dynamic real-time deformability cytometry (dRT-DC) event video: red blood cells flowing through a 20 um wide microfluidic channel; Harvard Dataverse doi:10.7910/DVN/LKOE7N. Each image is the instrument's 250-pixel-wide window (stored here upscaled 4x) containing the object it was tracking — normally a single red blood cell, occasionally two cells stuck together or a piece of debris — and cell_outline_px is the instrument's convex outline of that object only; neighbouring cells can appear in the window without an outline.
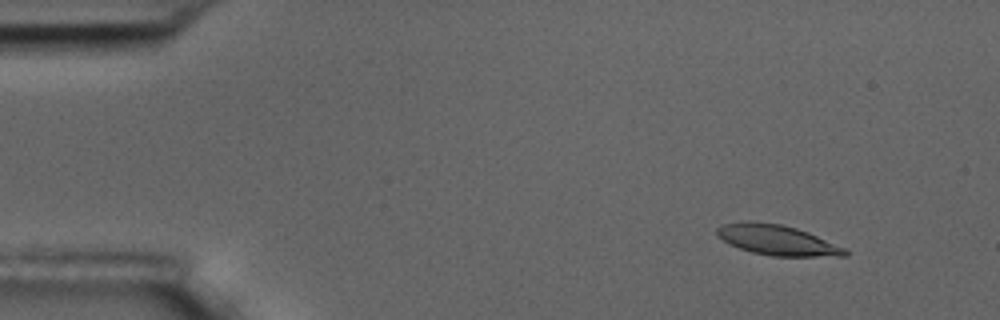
{"species": "common noctule bat (a hibernating species)", "species_latin": "Nyctalus noctula", "temperature_condition": "room temperature", "stored_images_in_passage": 56, "camera_frame_rate_fps": 3000, "um_per_image_px": 0.085, "animal": {"sex": "male", "body_mass_g": 17.5, "forearm_length_mm": 52.3}, "frame": {"image": 1, "passage_image": 6, "time_ms": 1.667, "image_size_px": [1000, 320], "cell_outline_px": [[848, 256], [772, 256], [752, 252], [740, 248], [716, 236], [716, 228], [724, 224], [780, 224], [796, 228], [808, 232], [848, 248]], "centroid_in_image_um": [66.19, 20.45], "position_along_channel_um": 18.8, "area_um2": 21.79}}
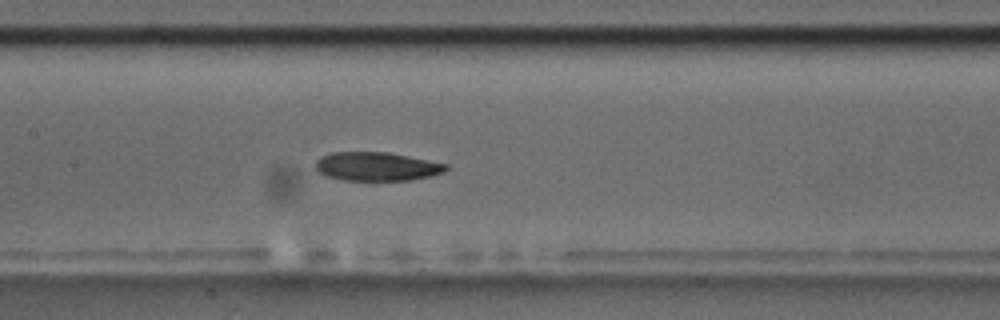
{"frame": {"image": 2, "passage_image": 27, "time_ms": 8.667, "image_size_px": [1000, 320], "cell_outline_px": [[448, 168], [444, 172], [432, 176], [412, 180], [344, 180], [324, 176], [316, 168], [316, 160], [320, 156], [332, 152], [388, 152], [448, 164]], "centroid_in_image_um": [32.02, 14.15], "position_along_channel_um": 175.4, "area_um2": 21.91}}
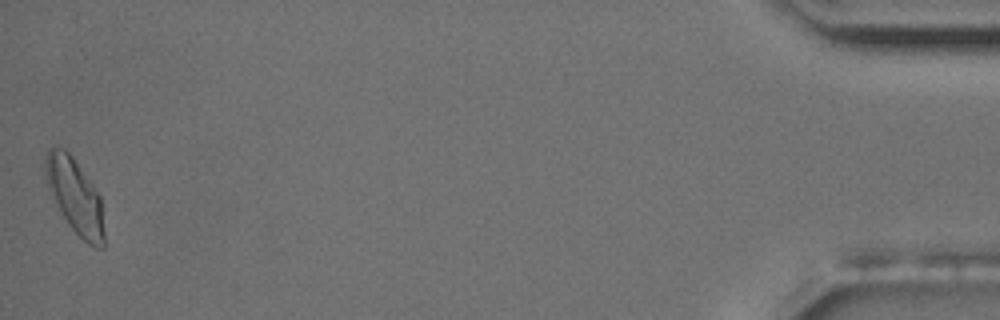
{"frame": {"image": 3, "passage_image": 56, "time_ms": 18.333, "image_size_px": [1000, 320], "cell_outline_px": [[104, 248], [96, 248], [88, 244], [68, 224], [60, 212], [48, 184], [44, 168], [44, 160], [48, 148], [52, 144], [56, 144], [64, 148], [72, 156], [92, 184], [100, 196], [104, 232]], "centroid_in_image_um": [6.36, 16.63], "position_along_channel_um": 428.8, "area_um2": 25.43}, "authors_computed_cell_mechanics": {"area_um2": 22.4264, "velocity_mm_per_s": 3.5808, "shape_relaxation_time_tau1_ms": null, "shape_relaxation_time_tau2_ms": 5.0473, "deformation_change_tau1": null, "deformation_change_tau2": 0.1045}}